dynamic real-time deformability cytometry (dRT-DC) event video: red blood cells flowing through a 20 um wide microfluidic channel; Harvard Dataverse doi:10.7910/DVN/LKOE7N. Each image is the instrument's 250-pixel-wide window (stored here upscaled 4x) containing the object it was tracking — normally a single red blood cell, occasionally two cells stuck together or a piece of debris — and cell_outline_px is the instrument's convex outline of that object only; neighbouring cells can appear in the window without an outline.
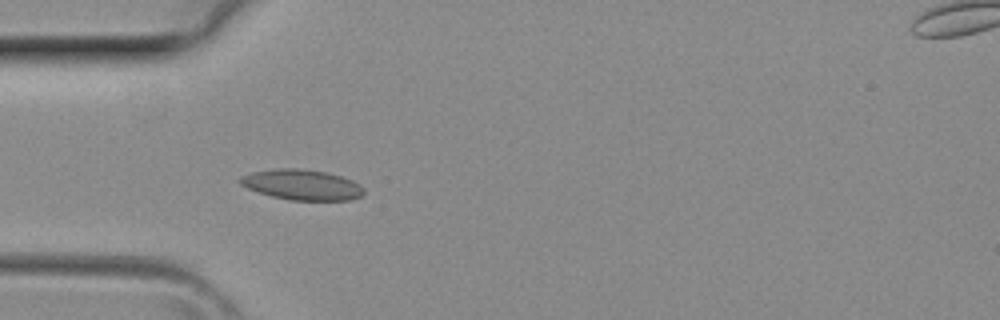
{"species": "common noctule bat (a hibernating species)", "species_latin": "Nyctalus noctula", "temperature_condition": "room temperature", "stored_images_in_passage": 33, "camera_frame_rate_fps": 3000, "um_per_image_px": 0.085, "animal": {"sex": "female", "body_mass_g": 29.2, "forearm_length_mm": 56.3}, "frame": {"image": 1, "passage_image": 5, "time_ms": 1.333, "image_size_px": [1000, 320], "cell_outline_px": [[364, 192], [360, 196], [348, 200], [288, 200], [272, 196], [248, 188], [240, 184], [236, 180], [240, 176], [252, 172], [276, 168], [296, 168], [324, 172], [340, 176], [352, 180], [364, 188]], "centroid_in_image_um": [25.62, 15.7], "position_along_channel_um": 59.4, "area_um2": 21.79}}
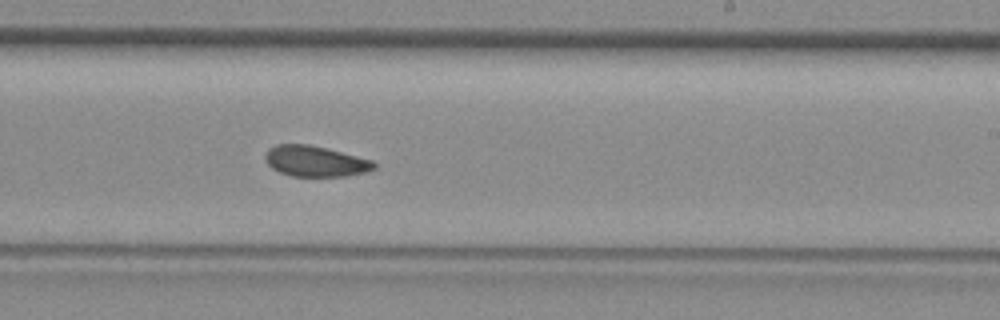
{"frame": {"image": 2, "passage_image": 17, "time_ms": 5.333, "image_size_px": [1000, 320], "cell_outline_px": [[376, 168], [364, 172], [348, 176], [292, 176], [280, 172], [272, 168], [268, 164], [264, 156], [268, 148], [276, 144], [308, 144], [328, 148], [372, 160], [376, 164]], "centroid_in_image_um": [26.79, 13.69], "position_along_channel_um": 262.2, "area_um2": 19.54}}
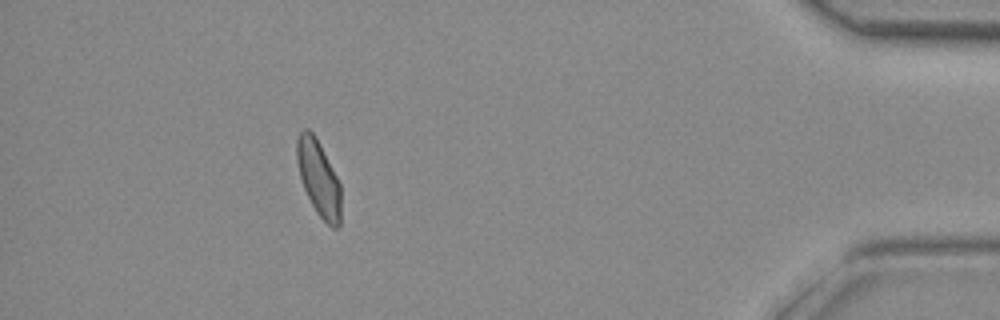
{"frame": {"image": 3, "passage_image": 29, "time_ms": 9.333, "image_size_px": [1000, 320], "cell_outline_px": [[340, 224], [336, 228], [332, 228], [316, 212], [304, 188], [300, 176], [296, 160], [296, 140], [300, 132], [304, 128], [308, 128], [316, 136], [340, 184]], "centroid_in_image_um": [27.07, 15.12], "position_along_channel_um": 408.1, "area_um2": 19.25}}